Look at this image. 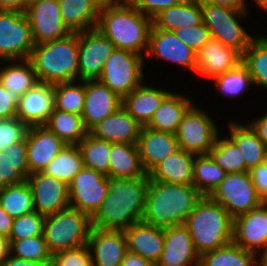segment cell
Listing matches in <instances>:
<instances>
[{"label": "cell", "mask_w": 267, "mask_h": 266, "mask_svg": "<svg viewBox=\"0 0 267 266\" xmlns=\"http://www.w3.org/2000/svg\"><path fill=\"white\" fill-rule=\"evenodd\" d=\"M29 126L19 118L0 119V152L6 151L11 145L26 138Z\"/></svg>", "instance_id": "48"}, {"label": "cell", "mask_w": 267, "mask_h": 266, "mask_svg": "<svg viewBox=\"0 0 267 266\" xmlns=\"http://www.w3.org/2000/svg\"><path fill=\"white\" fill-rule=\"evenodd\" d=\"M242 63V54L215 39L208 40L196 53V74L213 79Z\"/></svg>", "instance_id": "20"}, {"label": "cell", "mask_w": 267, "mask_h": 266, "mask_svg": "<svg viewBox=\"0 0 267 266\" xmlns=\"http://www.w3.org/2000/svg\"><path fill=\"white\" fill-rule=\"evenodd\" d=\"M51 262H37L33 260H25L21 258H17L13 255H9V257L4 261L2 266H50Z\"/></svg>", "instance_id": "56"}, {"label": "cell", "mask_w": 267, "mask_h": 266, "mask_svg": "<svg viewBox=\"0 0 267 266\" xmlns=\"http://www.w3.org/2000/svg\"><path fill=\"white\" fill-rule=\"evenodd\" d=\"M242 63L247 67L253 84L267 89V35H256L242 54Z\"/></svg>", "instance_id": "39"}, {"label": "cell", "mask_w": 267, "mask_h": 266, "mask_svg": "<svg viewBox=\"0 0 267 266\" xmlns=\"http://www.w3.org/2000/svg\"><path fill=\"white\" fill-rule=\"evenodd\" d=\"M133 7L140 12L149 16L155 17L159 12L173 5H177L184 0H127Z\"/></svg>", "instance_id": "51"}, {"label": "cell", "mask_w": 267, "mask_h": 266, "mask_svg": "<svg viewBox=\"0 0 267 266\" xmlns=\"http://www.w3.org/2000/svg\"><path fill=\"white\" fill-rule=\"evenodd\" d=\"M137 147L144 171L148 174L158 163L180 150L176 135L142 126Z\"/></svg>", "instance_id": "24"}, {"label": "cell", "mask_w": 267, "mask_h": 266, "mask_svg": "<svg viewBox=\"0 0 267 266\" xmlns=\"http://www.w3.org/2000/svg\"><path fill=\"white\" fill-rule=\"evenodd\" d=\"M232 242L258 255L267 250V202L233 219Z\"/></svg>", "instance_id": "15"}, {"label": "cell", "mask_w": 267, "mask_h": 266, "mask_svg": "<svg viewBox=\"0 0 267 266\" xmlns=\"http://www.w3.org/2000/svg\"><path fill=\"white\" fill-rule=\"evenodd\" d=\"M14 218L2 208L0 204V235L9 238Z\"/></svg>", "instance_id": "57"}, {"label": "cell", "mask_w": 267, "mask_h": 266, "mask_svg": "<svg viewBox=\"0 0 267 266\" xmlns=\"http://www.w3.org/2000/svg\"><path fill=\"white\" fill-rule=\"evenodd\" d=\"M84 167L82 154L78 145H66L57 156L42 170L69 185L74 176Z\"/></svg>", "instance_id": "38"}, {"label": "cell", "mask_w": 267, "mask_h": 266, "mask_svg": "<svg viewBox=\"0 0 267 266\" xmlns=\"http://www.w3.org/2000/svg\"><path fill=\"white\" fill-rule=\"evenodd\" d=\"M114 44L96 28L78 32V81L98 80Z\"/></svg>", "instance_id": "13"}, {"label": "cell", "mask_w": 267, "mask_h": 266, "mask_svg": "<svg viewBox=\"0 0 267 266\" xmlns=\"http://www.w3.org/2000/svg\"><path fill=\"white\" fill-rule=\"evenodd\" d=\"M219 133L207 111L193 104L183 115L175 135L180 149L195 155H208Z\"/></svg>", "instance_id": "9"}, {"label": "cell", "mask_w": 267, "mask_h": 266, "mask_svg": "<svg viewBox=\"0 0 267 266\" xmlns=\"http://www.w3.org/2000/svg\"><path fill=\"white\" fill-rule=\"evenodd\" d=\"M209 197L223 206L233 219L263 203L249 172L227 173Z\"/></svg>", "instance_id": "11"}, {"label": "cell", "mask_w": 267, "mask_h": 266, "mask_svg": "<svg viewBox=\"0 0 267 266\" xmlns=\"http://www.w3.org/2000/svg\"><path fill=\"white\" fill-rule=\"evenodd\" d=\"M171 93L144 82L122 99V107L141 125L146 126L163 100Z\"/></svg>", "instance_id": "27"}, {"label": "cell", "mask_w": 267, "mask_h": 266, "mask_svg": "<svg viewBox=\"0 0 267 266\" xmlns=\"http://www.w3.org/2000/svg\"><path fill=\"white\" fill-rule=\"evenodd\" d=\"M34 45L24 12L0 9V62L26 60Z\"/></svg>", "instance_id": "10"}, {"label": "cell", "mask_w": 267, "mask_h": 266, "mask_svg": "<svg viewBox=\"0 0 267 266\" xmlns=\"http://www.w3.org/2000/svg\"><path fill=\"white\" fill-rule=\"evenodd\" d=\"M87 245L93 266H120L128 251L123 230L91 228Z\"/></svg>", "instance_id": "21"}, {"label": "cell", "mask_w": 267, "mask_h": 266, "mask_svg": "<svg viewBox=\"0 0 267 266\" xmlns=\"http://www.w3.org/2000/svg\"><path fill=\"white\" fill-rule=\"evenodd\" d=\"M29 0H0V9L24 12Z\"/></svg>", "instance_id": "59"}, {"label": "cell", "mask_w": 267, "mask_h": 266, "mask_svg": "<svg viewBox=\"0 0 267 266\" xmlns=\"http://www.w3.org/2000/svg\"><path fill=\"white\" fill-rule=\"evenodd\" d=\"M120 266H155V264L138 254L127 251Z\"/></svg>", "instance_id": "55"}, {"label": "cell", "mask_w": 267, "mask_h": 266, "mask_svg": "<svg viewBox=\"0 0 267 266\" xmlns=\"http://www.w3.org/2000/svg\"><path fill=\"white\" fill-rule=\"evenodd\" d=\"M45 218L35 210L14 218L9 240H20L43 235Z\"/></svg>", "instance_id": "47"}, {"label": "cell", "mask_w": 267, "mask_h": 266, "mask_svg": "<svg viewBox=\"0 0 267 266\" xmlns=\"http://www.w3.org/2000/svg\"><path fill=\"white\" fill-rule=\"evenodd\" d=\"M261 115V117H256V119L254 118V120L249 121L248 124L257 133L267 148V112Z\"/></svg>", "instance_id": "54"}, {"label": "cell", "mask_w": 267, "mask_h": 266, "mask_svg": "<svg viewBox=\"0 0 267 266\" xmlns=\"http://www.w3.org/2000/svg\"><path fill=\"white\" fill-rule=\"evenodd\" d=\"M215 88L220 95L227 98H239L245 94L249 87L254 86L253 80L247 67L240 63L233 70H229L212 79Z\"/></svg>", "instance_id": "44"}, {"label": "cell", "mask_w": 267, "mask_h": 266, "mask_svg": "<svg viewBox=\"0 0 267 266\" xmlns=\"http://www.w3.org/2000/svg\"><path fill=\"white\" fill-rule=\"evenodd\" d=\"M151 27L152 18L127 0H115L100 7L96 29L114 44L115 49L132 51L145 57Z\"/></svg>", "instance_id": "2"}, {"label": "cell", "mask_w": 267, "mask_h": 266, "mask_svg": "<svg viewBox=\"0 0 267 266\" xmlns=\"http://www.w3.org/2000/svg\"><path fill=\"white\" fill-rule=\"evenodd\" d=\"M137 144L111 143L108 177L137 179L144 177Z\"/></svg>", "instance_id": "33"}, {"label": "cell", "mask_w": 267, "mask_h": 266, "mask_svg": "<svg viewBox=\"0 0 267 266\" xmlns=\"http://www.w3.org/2000/svg\"><path fill=\"white\" fill-rule=\"evenodd\" d=\"M201 8L202 22L209 29L211 38L243 54L256 37L239 23L240 19H246L250 11L208 3H201Z\"/></svg>", "instance_id": "7"}, {"label": "cell", "mask_w": 267, "mask_h": 266, "mask_svg": "<svg viewBox=\"0 0 267 266\" xmlns=\"http://www.w3.org/2000/svg\"><path fill=\"white\" fill-rule=\"evenodd\" d=\"M199 256L233 240V218L219 203L203 196L185 222Z\"/></svg>", "instance_id": "4"}, {"label": "cell", "mask_w": 267, "mask_h": 266, "mask_svg": "<svg viewBox=\"0 0 267 266\" xmlns=\"http://www.w3.org/2000/svg\"><path fill=\"white\" fill-rule=\"evenodd\" d=\"M226 174L209 155H195L192 184L202 196H210Z\"/></svg>", "instance_id": "40"}, {"label": "cell", "mask_w": 267, "mask_h": 266, "mask_svg": "<svg viewBox=\"0 0 267 266\" xmlns=\"http://www.w3.org/2000/svg\"><path fill=\"white\" fill-rule=\"evenodd\" d=\"M199 259L185 224L164 229V248L155 266H199Z\"/></svg>", "instance_id": "19"}, {"label": "cell", "mask_w": 267, "mask_h": 266, "mask_svg": "<svg viewBox=\"0 0 267 266\" xmlns=\"http://www.w3.org/2000/svg\"><path fill=\"white\" fill-rule=\"evenodd\" d=\"M34 44L53 41L72 33L64 24L58 0L29 1L24 11Z\"/></svg>", "instance_id": "14"}, {"label": "cell", "mask_w": 267, "mask_h": 266, "mask_svg": "<svg viewBox=\"0 0 267 266\" xmlns=\"http://www.w3.org/2000/svg\"><path fill=\"white\" fill-rule=\"evenodd\" d=\"M68 186L69 206L90 218L99 209L109 191L108 177L87 167H83Z\"/></svg>", "instance_id": "12"}, {"label": "cell", "mask_w": 267, "mask_h": 266, "mask_svg": "<svg viewBox=\"0 0 267 266\" xmlns=\"http://www.w3.org/2000/svg\"><path fill=\"white\" fill-rule=\"evenodd\" d=\"M91 228V218L69 206L45 218L43 236L54 254L86 245Z\"/></svg>", "instance_id": "6"}, {"label": "cell", "mask_w": 267, "mask_h": 266, "mask_svg": "<svg viewBox=\"0 0 267 266\" xmlns=\"http://www.w3.org/2000/svg\"><path fill=\"white\" fill-rule=\"evenodd\" d=\"M201 3H208V4H216L227 6L233 9H247V1L246 0H197Z\"/></svg>", "instance_id": "58"}, {"label": "cell", "mask_w": 267, "mask_h": 266, "mask_svg": "<svg viewBox=\"0 0 267 266\" xmlns=\"http://www.w3.org/2000/svg\"><path fill=\"white\" fill-rule=\"evenodd\" d=\"M58 4L62 20L71 32L96 28L101 7L96 0H58Z\"/></svg>", "instance_id": "29"}, {"label": "cell", "mask_w": 267, "mask_h": 266, "mask_svg": "<svg viewBox=\"0 0 267 266\" xmlns=\"http://www.w3.org/2000/svg\"><path fill=\"white\" fill-rule=\"evenodd\" d=\"M10 254L17 258L37 262H51L52 257L43 235L10 240Z\"/></svg>", "instance_id": "46"}, {"label": "cell", "mask_w": 267, "mask_h": 266, "mask_svg": "<svg viewBox=\"0 0 267 266\" xmlns=\"http://www.w3.org/2000/svg\"><path fill=\"white\" fill-rule=\"evenodd\" d=\"M18 93L7 90L0 83V119L11 118L17 115Z\"/></svg>", "instance_id": "52"}, {"label": "cell", "mask_w": 267, "mask_h": 266, "mask_svg": "<svg viewBox=\"0 0 267 266\" xmlns=\"http://www.w3.org/2000/svg\"><path fill=\"white\" fill-rule=\"evenodd\" d=\"M202 23L201 2L184 0L159 12L152 18V25L165 31H174L181 27L197 26Z\"/></svg>", "instance_id": "31"}, {"label": "cell", "mask_w": 267, "mask_h": 266, "mask_svg": "<svg viewBox=\"0 0 267 266\" xmlns=\"http://www.w3.org/2000/svg\"><path fill=\"white\" fill-rule=\"evenodd\" d=\"M220 135L217 136L214 146L208 153L213 162L226 173L248 172L244 157L236 143L230 137L222 138Z\"/></svg>", "instance_id": "42"}, {"label": "cell", "mask_w": 267, "mask_h": 266, "mask_svg": "<svg viewBox=\"0 0 267 266\" xmlns=\"http://www.w3.org/2000/svg\"><path fill=\"white\" fill-rule=\"evenodd\" d=\"M10 255V240L0 235V266Z\"/></svg>", "instance_id": "60"}, {"label": "cell", "mask_w": 267, "mask_h": 266, "mask_svg": "<svg viewBox=\"0 0 267 266\" xmlns=\"http://www.w3.org/2000/svg\"><path fill=\"white\" fill-rule=\"evenodd\" d=\"M248 172L259 196L263 202H267V160L251 168Z\"/></svg>", "instance_id": "53"}, {"label": "cell", "mask_w": 267, "mask_h": 266, "mask_svg": "<svg viewBox=\"0 0 267 266\" xmlns=\"http://www.w3.org/2000/svg\"><path fill=\"white\" fill-rule=\"evenodd\" d=\"M122 106V99L98 80L85 81V101L81 117L89 131Z\"/></svg>", "instance_id": "18"}, {"label": "cell", "mask_w": 267, "mask_h": 266, "mask_svg": "<svg viewBox=\"0 0 267 266\" xmlns=\"http://www.w3.org/2000/svg\"><path fill=\"white\" fill-rule=\"evenodd\" d=\"M37 79L43 83L78 80V33L41 44H35L28 58Z\"/></svg>", "instance_id": "5"}, {"label": "cell", "mask_w": 267, "mask_h": 266, "mask_svg": "<svg viewBox=\"0 0 267 266\" xmlns=\"http://www.w3.org/2000/svg\"><path fill=\"white\" fill-rule=\"evenodd\" d=\"M2 63H5V66L0 68V83L5 89L12 90L22 96L39 82L28 59L2 61Z\"/></svg>", "instance_id": "35"}, {"label": "cell", "mask_w": 267, "mask_h": 266, "mask_svg": "<svg viewBox=\"0 0 267 266\" xmlns=\"http://www.w3.org/2000/svg\"><path fill=\"white\" fill-rule=\"evenodd\" d=\"M192 98L171 92L146 125L149 129L176 134L183 115L194 104Z\"/></svg>", "instance_id": "30"}, {"label": "cell", "mask_w": 267, "mask_h": 266, "mask_svg": "<svg viewBox=\"0 0 267 266\" xmlns=\"http://www.w3.org/2000/svg\"><path fill=\"white\" fill-rule=\"evenodd\" d=\"M258 257L232 242L201 255L199 266H259Z\"/></svg>", "instance_id": "37"}, {"label": "cell", "mask_w": 267, "mask_h": 266, "mask_svg": "<svg viewBox=\"0 0 267 266\" xmlns=\"http://www.w3.org/2000/svg\"><path fill=\"white\" fill-rule=\"evenodd\" d=\"M149 175L137 179L108 177L109 191L91 217V227L102 230H124L142 221Z\"/></svg>", "instance_id": "1"}, {"label": "cell", "mask_w": 267, "mask_h": 266, "mask_svg": "<svg viewBox=\"0 0 267 266\" xmlns=\"http://www.w3.org/2000/svg\"><path fill=\"white\" fill-rule=\"evenodd\" d=\"M84 167L98 171L108 177L111 143L93 137L89 133L78 144Z\"/></svg>", "instance_id": "43"}, {"label": "cell", "mask_w": 267, "mask_h": 266, "mask_svg": "<svg viewBox=\"0 0 267 266\" xmlns=\"http://www.w3.org/2000/svg\"><path fill=\"white\" fill-rule=\"evenodd\" d=\"M35 211L47 217L69 207V186L42 172L28 175Z\"/></svg>", "instance_id": "16"}, {"label": "cell", "mask_w": 267, "mask_h": 266, "mask_svg": "<svg viewBox=\"0 0 267 266\" xmlns=\"http://www.w3.org/2000/svg\"><path fill=\"white\" fill-rule=\"evenodd\" d=\"M29 175L26 138L0 152V188L20 184Z\"/></svg>", "instance_id": "34"}, {"label": "cell", "mask_w": 267, "mask_h": 266, "mask_svg": "<svg viewBox=\"0 0 267 266\" xmlns=\"http://www.w3.org/2000/svg\"><path fill=\"white\" fill-rule=\"evenodd\" d=\"M123 231L128 251L154 264L157 263L164 248V229L141 221L130 225Z\"/></svg>", "instance_id": "26"}, {"label": "cell", "mask_w": 267, "mask_h": 266, "mask_svg": "<svg viewBox=\"0 0 267 266\" xmlns=\"http://www.w3.org/2000/svg\"><path fill=\"white\" fill-rule=\"evenodd\" d=\"M253 2L260 8L259 10L267 13V0H254Z\"/></svg>", "instance_id": "61"}, {"label": "cell", "mask_w": 267, "mask_h": 266, "mask_svg": "<svg viewBox=\"0 0 267 266\" xmlns=\"http://www.w3.org/2000/svg\"><path fill=\"white\" fill-rule=\"evenodd\" d=\"M172 32L196 53L211 39L210 31L203 22L197 26L181 27Z\"/></svg>", "instance_id": "50"}, {"label": "cell", "mask_w": 267, "mask_h": 266, "mask_svg": "<svg viewBox=\"0 0 267 266\" xmlns=\"http://www.w3.org/2000/svg\"><path fill=\"white\" fill-rule=\"evenodd\" d=\"M0 204L12 218L34 211L32 190L27 180L20 184L1 187Z\"/></svg>", "instance_id": "41"}, {"label": "cell", "mask_w": 267, "mask_h": 266, "mask_svg": "<svg viewBox=\"0 0 267 266\" xmlns=\"http://www.w3.org/2000/svg\"><path fill=\"white\" fill-rule=\"evenodd\" d=\"M142 55L128 50L114 49L104 63L98 78L121 99L145 81V63Z\"/></svg>", "instance_id": "8"}, {"label": "cell", "mask_w": 267, "mask_h": 266, "mask_svg": "<svg viewBox=\"0 0 267 266\" xmlns=\"http://www.w3.org/2000/svg\"><path fill=\"white\" fill-rule=\"evenodd\" d=\"M146 55L177 64L196 73V52L177 38L172 31H165L152 25Z\"/></svg>", "instance_id": "17"}, {"label": "cell", "mask_w": 267, "mask_h": 266, "mask_svg": "<svg viewBox=\"0 0 267 266\" xmlns=\"http://www.w3.org/2000/svg\"><path fill=\"white\" fill-rule=\"evenodd\" d=\"M26 142L29 175L42 172L67 145L45 125L30 126Z\"/></svg>", "instance_id": "23"}, {"label": "cell", "mask_w": 267, "mask_h": 266, "mask_svg": "<svg viewBox=\"0 0 267 266\" xmlns=\"http://www.w3.org/2000/svg\"><path fill=\"white\" fill-rule=\"evenodd\" d=\"M101 6L114 2L115 0H96Z\"/></svg>", "instance_id": "63"}, {"label": "cell", "mask_w": 267, "mask_h": 266, "mask_svg": "<svg viewBox=\"0 0 267 266\" xmlns=\"http://www.w3.org/2000/svg\"><path fill=\"white\" fill-rule=\"evenodd\" d=\"M259 266H267V250L260 255Z\"/></svg>", "instance_id": "62"}, {"label": "cell", "mask_w": 267, "mask_h": 266, "mask_svg": "<svg viewBox=\"0 0 267 266\" xmlns=\"http://www.w3.org/2000/svg\"><path fill=\"white\" fill-rule=\"evenodd\" d=\"M195 154L182 149L158 163L149 173L150 180L173 184H192Z\"/></svg>", "instance_id": "28"}, {"label": "cell", "mask_w": 267, "mask_h": 266, "mask_svg": "<svg viewBox=\"0 0 267 266\" xmlns=\"http://www.w3.org/2000/svg\"><path fill=\"white\" fill-rule=\"evenodd\" d=\"M228 128V136L239 147L248 170L267 160L266 146L248 123L229 120Z\"/></svg>", "instance_id": "32"}, {"label": "cell", "mask_w": 267, "mask_h": 266, "mask_svg": "<svg viewBox=\"0 0 267 266\" xmlns=\"http://www.w3.org/2000/svg\"><path fill=\"white\" fill-rule=\"evenodd\" d=\"M45 126L67 145H78L88 134L81 115L54 109Z\"/></svg>", "instance_id": "36"}, {"label": "cell", "mask_w": 267, "mask_h": 266, "mask_svg": "<svg viewBox=\"0 0 267 266\" xmlns=\"http://www.w3.org/2000/svg\"><path fill=\"white\" fill-rule=\"evenodd\" d=\"M54 110V84L38 82L17 104V115L23 123L30 126L45 125Z\"/></svg>", "instance_id": "22"}, {"label": "cell", "mask_w": 267, "mask_h": 266, "mask_svg": "<svg viewBox=\"0 0 267 266\" xmlns=\"http://www.w3.org/2000/svg\"><path fill=\"white\" fill-rule=\"evenodd\" d=\"M50 266H93L88 245L52 254Z\"/></svg>", "instance_id": "49"}, {"label": "cell", "mask_w": 267, "mask_h": 266, "mask_svg": "<svg viewBox=\"0 0 267 266\" xmlns=\"http://www.w3.org/2000/svg\"><path fill=\"white\" fill-rule=\"evenodd\" d=\"M54 84V109L82 115L85 101V81Z\"/></svg>", "instance_id": "45"}, {"label": "cell", "mask_w": 267, "mask_h": 266, "mask_svg": "<svg viewBox=\"0 0 267 266\" xmlns=\"http://www.w3.org/2000/svg\"><path fill=\"white\" fill-rule=\"evenodd\" d=\"M141 129L142 126L121 106L115 113L93 126L88 133L112 144H137Z\"/></svg>", "instance_id": "25"}, {"label": "cell", "mask_w": 267, "mask_h": 266, "mask_svg": "<svg viewBox=\"0 0 267 266\" xmlns=\"http://www.w3.org/2000/svg\"><path fill=\"white\" fill-rule=\"evenodd\" d=\"M203 196L193 184H173L149 179L142 222L166 229L185 224Z\"/></svg>", "instance_id": "3"}]
</instances>
